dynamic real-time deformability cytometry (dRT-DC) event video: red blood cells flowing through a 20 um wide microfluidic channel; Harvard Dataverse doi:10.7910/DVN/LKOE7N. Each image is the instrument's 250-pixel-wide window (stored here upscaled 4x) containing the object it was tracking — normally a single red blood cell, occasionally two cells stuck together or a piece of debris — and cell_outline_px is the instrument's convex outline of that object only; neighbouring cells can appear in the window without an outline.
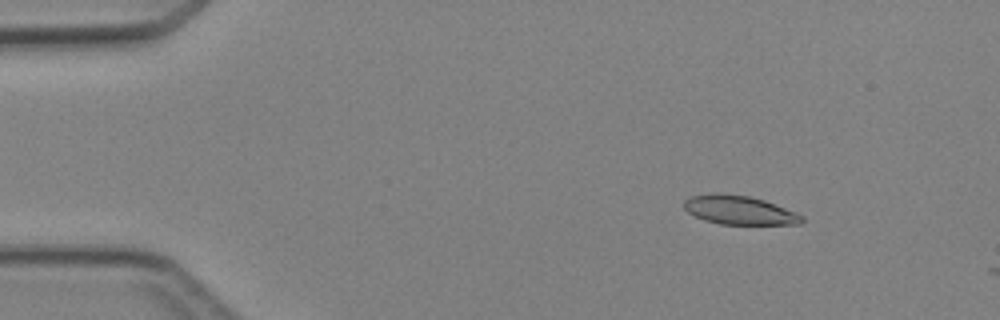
{"species": "Egyptian fruit bat (a non-hibernating species)", "species_latin": "Rousettus aegyptiacus", "temperature_condition": "cold", "stored_images_in_passage": 2, "camera_frame_rate_fps": 3000, "um_per_image_px": 0.085, "animal": {"sex": "female"}, "frame": {"image": 1, "passage_image": 1, "time_ms": 0.0, "image_size_px": [1000, 320], "cell_outline_px": [[804, 220], [800, 224], [720, 224], [704, 220], [688, 212], [684, 208], [684, 200], [688, 196], [716, 192], [720, 192], [748, 196], [764, 200], [796, 212], [804, 216]], "centroid_in_image_um": [62.82, 17.84], "position_along_channel_um": 22.2, "area_um2": 19.94}}